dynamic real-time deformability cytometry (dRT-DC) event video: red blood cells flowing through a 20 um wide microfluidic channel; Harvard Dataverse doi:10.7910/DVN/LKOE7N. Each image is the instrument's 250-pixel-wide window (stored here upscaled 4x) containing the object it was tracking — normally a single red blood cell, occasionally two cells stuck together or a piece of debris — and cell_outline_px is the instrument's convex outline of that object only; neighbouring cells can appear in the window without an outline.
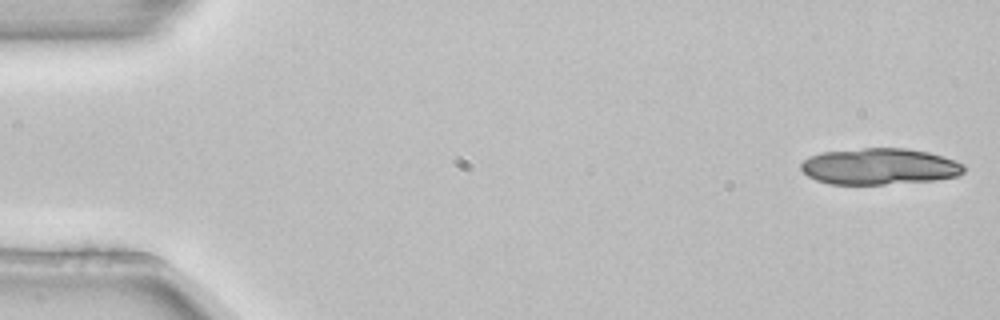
{"species": "common noctule bat (a hibernating species)", "species_latin": "Nyctalus noctula", "temperature_condition": "room temperature", "stored_images_in_passage": 4, "segment_of_instrument_passage": [2, 2], "camera_frame_rate_fps": 3000, "um_per_image_px": 0.085, "animal": {"sex": "female", "body_mass_g": 22.7, "forearm_length_mm": 54.2}, "frame": {"image": 1, "passage_image": 4, "time_ms": 1.0, "image_size_px": [1000, 320], "cell_outline_px": [[964, 172], [956, 176], [936, 180], [884, 184], [828, 184], [816, 180], [808, 176], [800, 168], [800, 164], [804, 160], [820, 152], [864, 148], [908, 148], [928, 152], [956, 160], [964, 164]], "centroid_in_image_um": [74.76, 14.15], "position_along_channel_um": 10.2, "area_um2": 34.56}}